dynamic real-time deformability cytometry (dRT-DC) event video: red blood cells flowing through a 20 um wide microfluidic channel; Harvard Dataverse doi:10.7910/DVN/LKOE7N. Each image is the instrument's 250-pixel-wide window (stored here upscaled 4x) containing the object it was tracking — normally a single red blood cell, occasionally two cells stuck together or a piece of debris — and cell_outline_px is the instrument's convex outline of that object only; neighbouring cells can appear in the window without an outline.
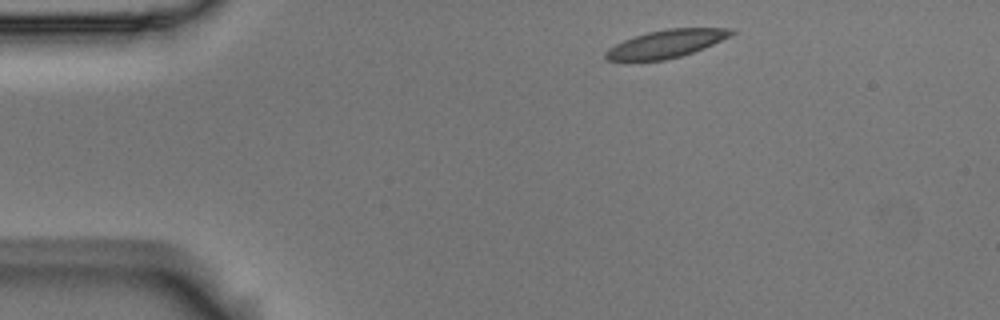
{"species": "Egyptian fruit bat (a non-hibernating species)", "species_latin": "Rousettus aegyptiacus", "temperature_condition": "room temperature", "stored_images_in_passage": 3, "camera_frame_rate_fps": 3000, "um_per_image_px": 0.085, "animal": {"sex": "male"}, "frame": {"image": 1, "passage_image": 1, "time_ms": 0.0, "image_size_px": [1000, 320], "cell_outline_px": [[736, 32], [704, 48], [680, 56], [664, 60], [608, 60], [604, 56], [604, 52], [608, 48], [624, 40], [648, 32], [668, 28], [736, 28]], "centroid_in_image_um": [56.63, 3.71], "position_along_channel_um": 28.4, "area_um2": 20.06}}